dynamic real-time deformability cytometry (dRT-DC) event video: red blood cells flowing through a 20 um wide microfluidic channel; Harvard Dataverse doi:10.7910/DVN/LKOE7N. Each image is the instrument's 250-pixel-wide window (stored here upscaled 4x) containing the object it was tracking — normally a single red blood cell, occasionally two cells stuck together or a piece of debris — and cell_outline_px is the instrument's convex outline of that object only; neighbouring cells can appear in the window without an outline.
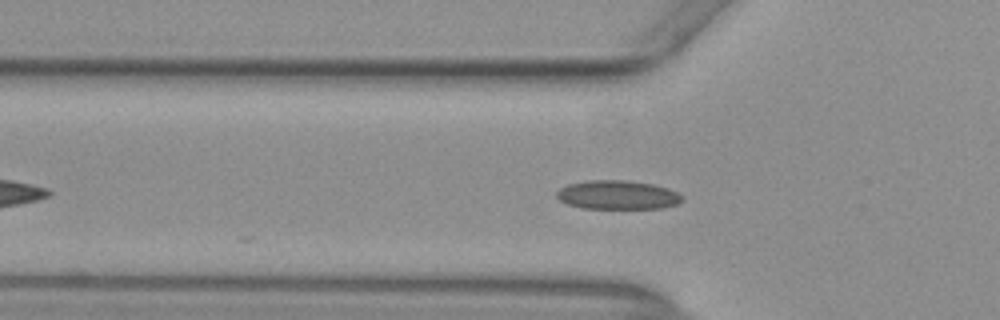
{"species": "common noctule bat (a hibernating species)", "species_latin": "Nyctalus noctula", "temperature_condition": "warm", "stored_images_in_passage": 9, "camera_frame_rate_fps": 3000, "um_per_image_px": 0.085, "animal": {"sex": "female", "body_mass_g": 29.2, "forearm_length_mm": 56.3}, "frame": {"image": 1, "passage_image": 3, "time_ms": 0.667, "image_size_px": [1000, 320], "cell_outline_px": [[684, 200], [676, 204], [664, 208], [584, 208], [568, 204], [560, 200], [556, 196], [556, 192], [560, 188], [568, 184], [588, 180], [628, 180], [652, 184], [668, 188], [684, 196]], "centroid_in_image_um": [52.51, 16.56], "position_along_channel_um": 73.3, "area_um2": 21.15}}
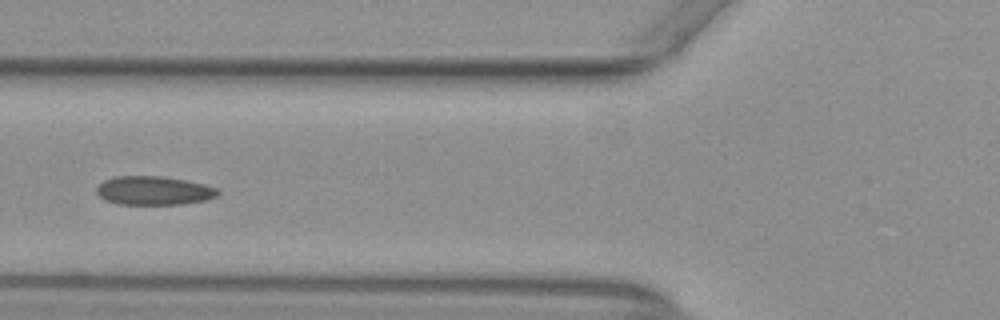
{"frame": {"image": 2, "passage_image": 6, "time_ms": 1.667, "image_size_px": [1000, 320], "cell_outline_px": [[220, 192], [216, 196], [204, 200], [180, 204], [120, 204], [108, 200], [100, 196], [96, 192], [96, 188], [104, 180], [116, 176], [160, 176], [184, 180], [204, 184], [216, 188]], "centroid_in_image_um": [13.06, 16.19], "position_along_channel_um": 112.7, "area_um2": 20.0}}
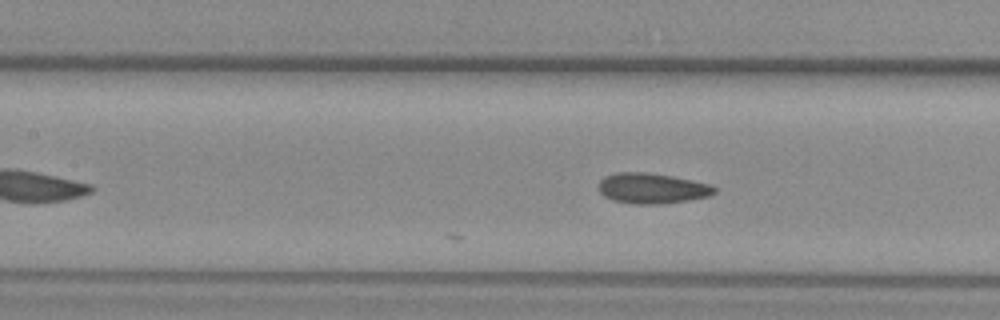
{"frame": {"image": 3, "passage_image": 9, "time_ms": 2.667, "image_size_px": [1000, 320], "cell_outline_px": [[716, 192], [708, 196], [688, 200], [664, 204], [632, 204], [612, 200], [604, 196], [600, 192], [600, 180], [604, 176], [616, 172], [648, 172], [672, 176], [712, 184], [716, 188]], "centroid_in_image_um": [55.43, 16.0], "position_along_channel_um": 152.0, "area_um2": 20.69}}